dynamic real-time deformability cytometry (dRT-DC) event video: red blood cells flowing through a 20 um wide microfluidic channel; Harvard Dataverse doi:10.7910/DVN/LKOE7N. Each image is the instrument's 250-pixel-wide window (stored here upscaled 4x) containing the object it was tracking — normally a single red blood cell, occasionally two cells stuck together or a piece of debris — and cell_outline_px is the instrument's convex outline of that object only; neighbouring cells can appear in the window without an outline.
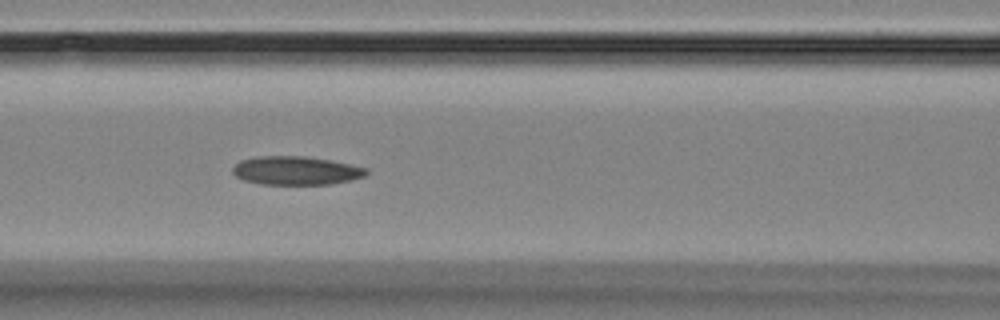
{"species": "Egyptian fruit bat (a non-hibernating species)", "species_latin": "Rousettus aegyptiacus", "temperature_condition": "room temperature", "stored_images_in_passage": 6, "camera_frame_rate_fps": 3000, "um_per_image_px": 0.085, "animal": {"sex": "female"}, "frame": {"image": 1, "passage_image": 6, "time_ms": 6.667, "image_size_px": [1000, 320], "cell_outline_px": [[368, 172], [364, 176], [332, 184], [260, 184], [244, 180], [236, 176], [232, 172], [232, 168], [240, 160], [260, 156], [304, 156], [328, 160], [368, 168]], "centroid_in_image_um": [25.13, 14.5], "position_along_channel_um": 141.5, "area_um2": 22.02}}